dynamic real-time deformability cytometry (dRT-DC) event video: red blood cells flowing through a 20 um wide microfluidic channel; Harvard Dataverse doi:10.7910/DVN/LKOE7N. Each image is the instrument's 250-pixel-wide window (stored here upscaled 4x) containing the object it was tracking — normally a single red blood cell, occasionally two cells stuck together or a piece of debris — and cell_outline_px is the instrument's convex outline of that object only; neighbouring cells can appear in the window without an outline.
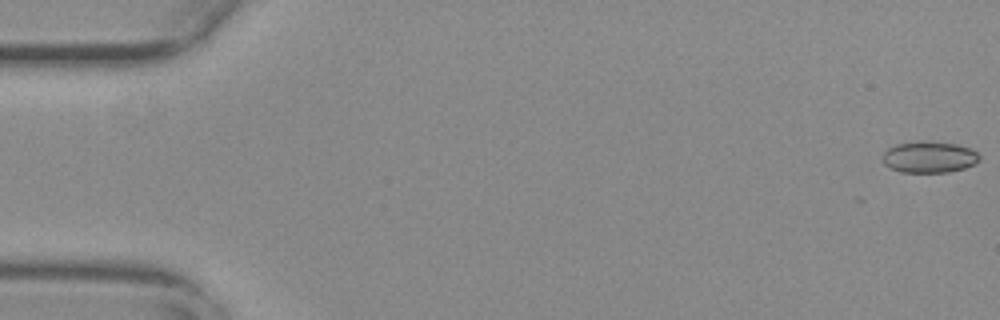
{"species": "common noctule bat (a hibernating species)", "species_latin": "Nyctalus noctula", "temperature_condition": "warm", "stored_images_in_passage": 7, "camera_frame_rate_fps": 3000, "um_per_image_px": 0.085, "animal": {"sex": "female", "body_mass_g": 29.2, "forearm_length_mm": 56.3}, "frame": {"image": 1, "passage_image": 1, "time_ms": 0.0, "image_size_px": [1000, 320], "cell_outline_px": [[980, 156], [972, 164], [964, 168], [948, 172], [900, 172], [884, 164], [884, 152], [888, 148], [896, 144], [920, 140], [928, 140], [956, 144], [968, 148], [976, 152]], "centroid_in_image_um": [78.95, 13.33], "position_along_channel_um": 6.1, "area_um2": 17.57}}